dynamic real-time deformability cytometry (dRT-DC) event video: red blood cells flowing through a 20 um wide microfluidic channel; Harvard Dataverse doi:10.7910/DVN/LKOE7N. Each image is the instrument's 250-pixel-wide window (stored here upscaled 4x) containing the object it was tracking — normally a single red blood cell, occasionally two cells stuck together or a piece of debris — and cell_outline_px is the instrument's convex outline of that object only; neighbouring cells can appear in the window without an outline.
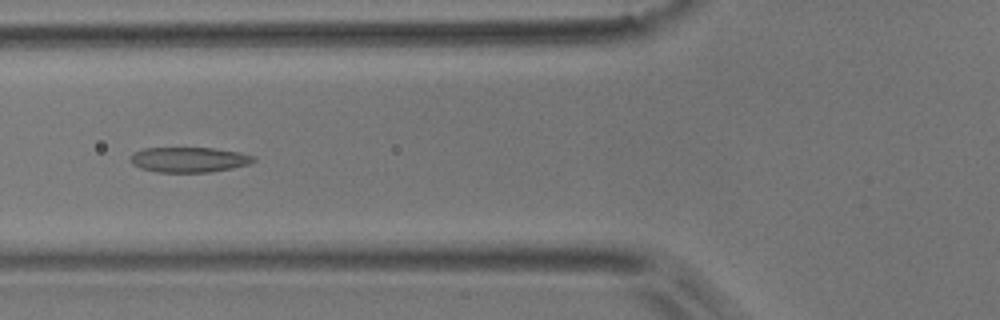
{"species": "common noctule bat (a hibernating species)", "species_latin": "Nyctalus noctula", "temperature_condition": "room temperature", "stored_images_in_passage": 6, "camera_frame_rate_fps": 3000, "um_per_image_px": 0.085, "animal": {"sex": "male", "body_mass_g": 17.9}, "frame": {"image": 1, "passage_image": 4, "time_ms": 1.0, "image_size_px": [1000, 320], "cell_outline_px": [[256, 160], [248, 164], [232, 168], [208, 172], [156, 172], [140, 168], [132, 164], [132, 152], [144, 148], [212, 148], [240, 152], [256, 156]], "centroid_in_image_um": [16.08, 13.57], "position_along_channel_um": 109.7, "area_um2": 18.03}}
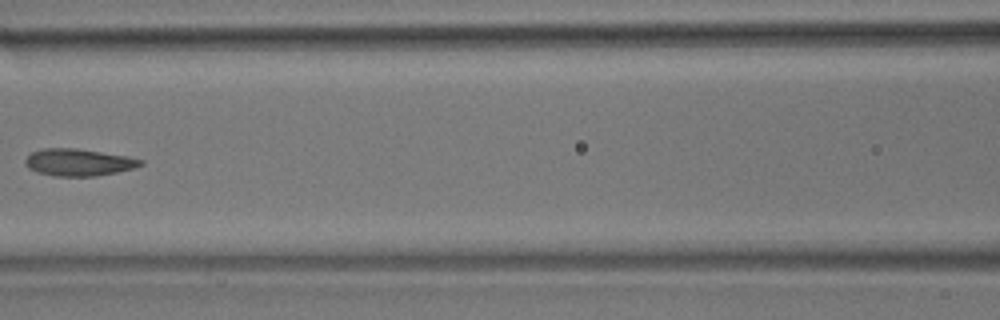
{"frame": {"image": 2, "passage_image": 5, "time_ms": 1.333, "image_size_px": [1000, 320], "cell_outline_px": [[144, 164], [132, 168], [116, 172], [96, 176], [56, 176], [36, 172], [28, 168], [24, 164], [24, 160], [32, 152], [44, 148], [76, 148], [128, 156], [144, 160]], "centroid_in_image_um": [6.66, 13.79], "position_along_channel_um": 159.9, "area_um2": 18.21}}
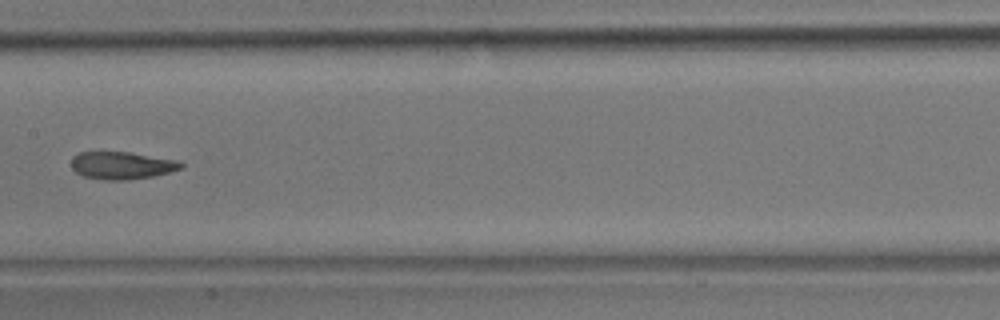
{"frame": {"image": 3, "passage_image": 6, "time_ms": 1.667, "image_size_px": [1000, 320], "cell_outline_px": [[184, 168], [152, 176], [128, 180], [104, 180], [84, 176], [76, 172], [72, 168], [72, 156], [80, 152], [128, 152], [176, 160], [184, 164]], "centroid_in_image_um": [10.35, 14.06], "position_along_channel_um": 197.1, "area_um2": 17.46}}